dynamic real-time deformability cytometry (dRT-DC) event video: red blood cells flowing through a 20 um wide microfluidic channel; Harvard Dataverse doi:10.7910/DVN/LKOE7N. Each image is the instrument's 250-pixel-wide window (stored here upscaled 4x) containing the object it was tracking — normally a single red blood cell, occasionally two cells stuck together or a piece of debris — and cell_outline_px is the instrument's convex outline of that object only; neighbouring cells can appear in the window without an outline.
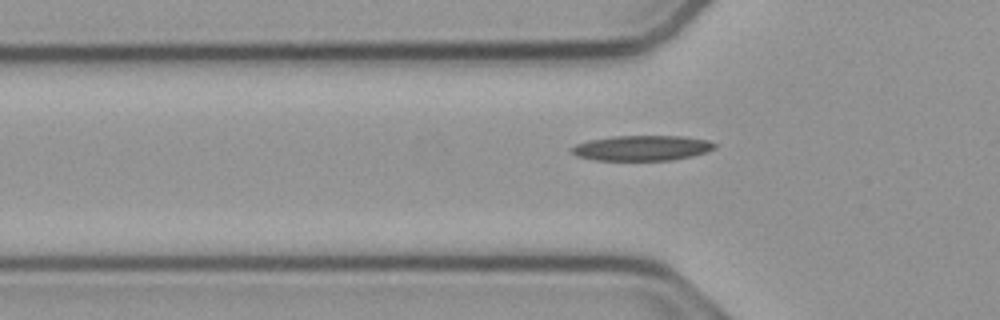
{"species": "common noctule bat (a hibernating species)", "species_latin": "Nyctalus noctula", "temperature_condition": "cold", "stored_images_in_passage": 38, "camera_frame_rate_fps": 3000, "um_per_image_px": 0.085, "animal": {"sex": "male", "body_mass_g": 23.1, "forearm_length_mm": 52.7}, "frame": {"image": 1, "passage_image": 5, "time_ms": 1.333, "image_size_px": [1000, 320], "cell_outline_px": [[716, 144], [712, 148], [704, 152], [692, 156], [672, 160], [596, 160], [576, 156], [572, 152], [572, 148], [576, 144], [588, 140], [612, 136], [684, 136], [708, 140]], "centroid_in_image_um": [54.54, 12.57], "position_along_channel_um": 71.3, "area_um2": 20.87}}
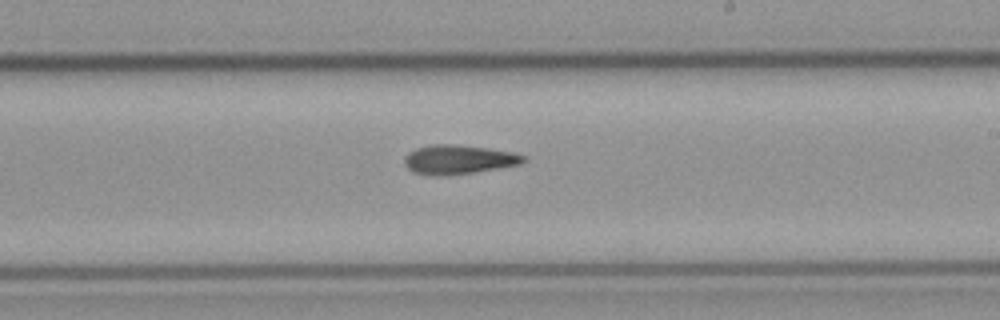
{"frame": {"image": 2, "passage_image": 19, "time_ms": 6.0, "image_size_px": [1000, 320], "cell_outline_px": [[524, 160], [520, 164], [448, 176], [432, 176], [412, 172], [404, 164], [404, 156], [408, 152], [416, 148], [432, 144], [452, 144], [488, 148], [512, 152], [524, 156]], "centroid_in_image_um": [38.89, 13.56], "position_along_channel_um": 250.1, "area_um2": 20.17}}
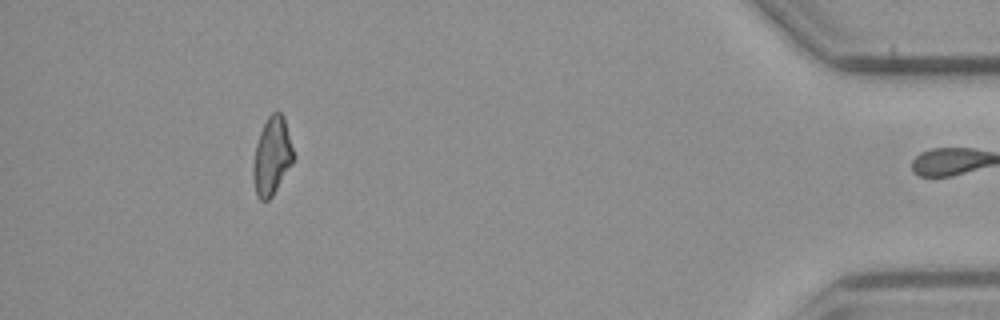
{"frame": {"image": 3, "passage_image": 37, "time_ms": 12.0, "image_size_px": [1000, 320], "cell_outline_px": [[296, 156], [292, 164], [272, 196], [268, 200], [260, 200], [256, 196], [252, 176], [252, 164], [256, 144], [260, 132], [268, 116], [272, 112], [280, 112], [284, 116]], "centroid_in_image_um": [23.12, 13.27], "position_along_channel_um": 412.1, "area_um2": 18.55}}